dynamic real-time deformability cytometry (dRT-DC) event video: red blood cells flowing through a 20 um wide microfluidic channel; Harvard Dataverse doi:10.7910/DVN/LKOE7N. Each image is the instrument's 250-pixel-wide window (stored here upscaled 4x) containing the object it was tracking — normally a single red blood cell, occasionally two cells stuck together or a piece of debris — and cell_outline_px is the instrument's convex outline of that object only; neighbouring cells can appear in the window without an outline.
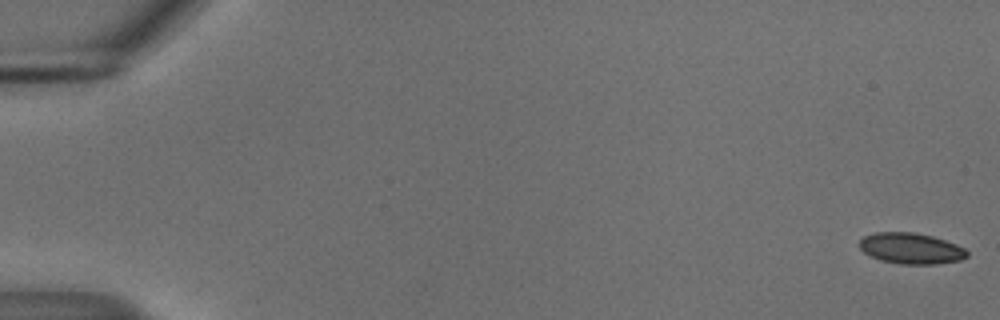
{"species": "common noctule bat (a hibernating species)", "species_latin": "Nyctalus noctula", "temperature_condition": "cold", "stored_images_in_passage": 56, "camera_frame_rate_fps": 3000, "um_per_image_px": 0.085, "animal": {"sex": "male", "body_mass_g": 18.8}, "frame": {"image": 1, "passage_image": 1, "time_ms": 0.0, "image_size_px": [1000, 320], "cell_outline_px": [[968, 256], [960, 260], [936, 264], [900, 264], [880, 260], [864, 252], [860, 248], [860, 240], [864, 236], [876, 232], [912, 232], [932, 236], [956, 244], [964, 248], [968, 252]], "centroid_in_image_um": [77.44, 21.11], "position_along_channel_um": 7.6, "area_um2": 19.31}}
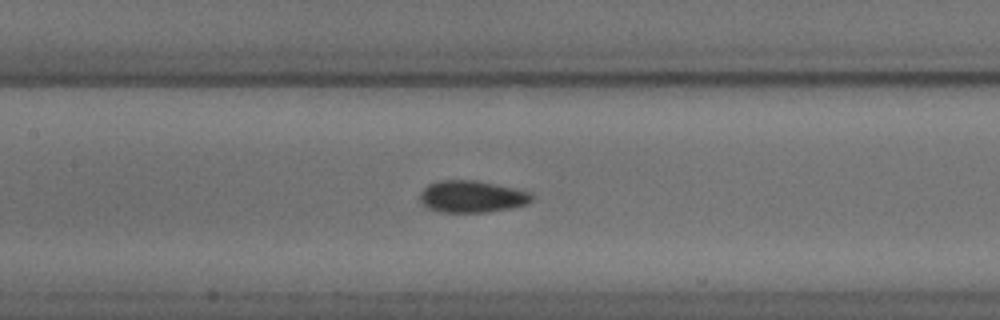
{"frame": {"image": 2, "passage_image": 27, "time_ms": 8.667, "image_size_px": [1000, 320], "cell_outline_px": [[532, 200], [528, 204], [508, 208], [484, 212], [440, 212], [428, 208], [420, 204], [420, 192], [428, 184], [440, 180], [476, 180], [532, 192]], "centroid_in_image_um": [40.08, 16.7], "position_along_channel_um": 167.3, "area_um2": 20.81}}
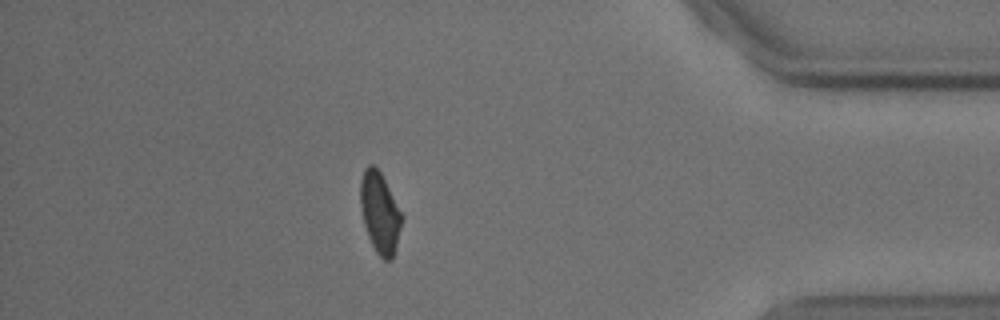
{"frame": {"image": 3, "passage_image": 49, "time_ms": 16.0, "image_size_px": [1000, 320], "cell_outline_px": [[404, 216], [396, 248], [392, 260], [384, 260], [376, 252], [368, 236], [364, 224], [360, 204], [360, 180], [364, 168], [368, 164], [372, 164], [380, 172]], "centroid_in_image_um": [32.29, 18.08], "position_along_channel_um": 402.9, "area_um2": 19.59}, "authors_computed_cell_mechanics": {"area_um2": 20.1433, "velocity_mm_per_s": 3.69, "shape_relaxation_time_tau1_ms": 9.7452, "shape_relaxation_time_tau2_ms": 1.4299, "deformation_change_tau1": 0.1368, "deformation_change_tau2": 0.0582}}